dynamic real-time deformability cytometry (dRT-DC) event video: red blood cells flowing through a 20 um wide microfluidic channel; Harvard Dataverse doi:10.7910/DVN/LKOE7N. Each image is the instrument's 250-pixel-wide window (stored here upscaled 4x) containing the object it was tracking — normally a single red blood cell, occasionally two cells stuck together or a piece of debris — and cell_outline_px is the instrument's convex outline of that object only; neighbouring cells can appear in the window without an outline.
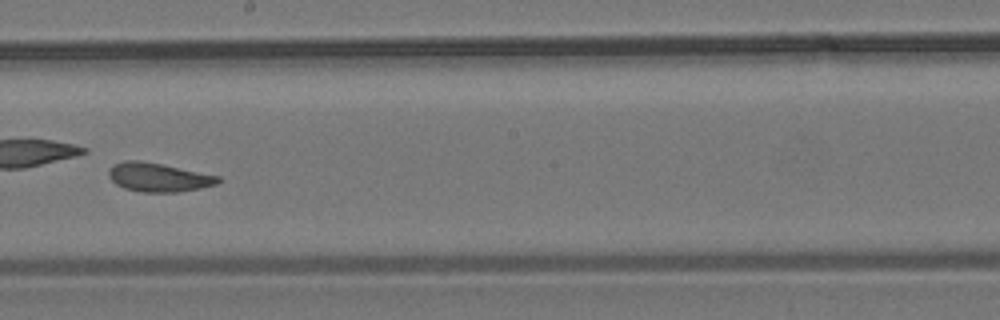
{"species": "common noctule bat (a hibernating species)", "species_latin": "Nyctalus noctula", "temperature_condition": "room temperature", "stored_images_in_passage": 57, "camera_frame_rate_fps": 3000, "um_per_image_px": 0.085, "animal": {"sex": "male", "body_mass_g": 19.2, "forearm_length_mm": 51.8}, "frame": {"image": 1, "passage_image": 32, "time_ms": 10.333, "image_size_px": [1000, 320], "cell_outline_px": [[220, 180], [216, 184], [200, 188], [176, 192], [140, 192], [124, 188], [116, 184], [108, 176], [108, 168], [112, 164], [124, 160], [140, 160], [220, 176]], "centroid_in_image_um": [13.41, 15.06], "position_along_channel_um": 234.8, "area_um2": 18.32}, "authors_computed_cell_mechanics": {"area_um2": 18.785, "velocity_mm_per_s": 3.6851, "shape_relaxation_time_tau1_ms": 2.2874, "shape_relaxation_time_tau2_ms": 1.8461, "deformation_change_tau1": 0.1494, "deformation_change_tau2": 0.0917}}